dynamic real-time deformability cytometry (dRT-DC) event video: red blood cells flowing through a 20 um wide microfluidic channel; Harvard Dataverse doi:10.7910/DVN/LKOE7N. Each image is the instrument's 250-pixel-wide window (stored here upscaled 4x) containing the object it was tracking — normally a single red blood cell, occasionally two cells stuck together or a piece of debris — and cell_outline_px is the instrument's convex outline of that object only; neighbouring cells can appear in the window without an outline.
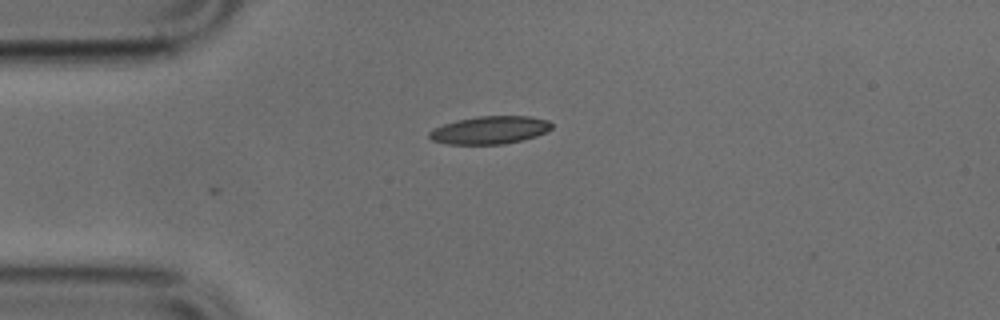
{"species": "common noctule bat (a hibernating species)", "species_latin": "Nyctalus noctula", "temperature_condition": "cold", "stored_images_in_passage": 12, "camera_frame_rate_fps": 3000, "um_per_image_px": 0.085, "animal": {"sex": "male", "body_mass_g": 17.9, "forearm_length_mm": 54.2}, "frame": {"image": 1, "passage_image": 1, "time_ms": 0.0, "image_size_px": [1000, 320], "cell_outline_px": [[552, 128], [548, 132], [536, 136], [504, 144], [448, 144], [432, 140], [428, 136], [428, 132], [444, 124], [456, 120], [476, 116], [528, 116], [548, 120], [552, 124]], "centroid_in_image_um": [41.65, 11.05], "position_along_channel_um": 43.3, "area_um2": 19.83}}
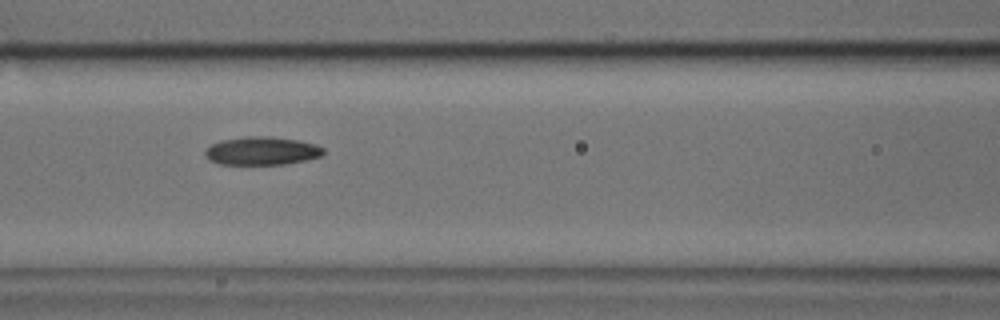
{"frame": {"image": 2, "passage_image": 10, "time_ms": 3.0, "image_size_px": [1000, 320], "cell_outline_px": [[324, 152], [320, 156], [304, 160], [284, 164], [220, 164], [208, 160], [204, 156], [204, 152], [212, 144], [220, 140], [244, 136], [272, 136], [296, 140], [316, 144], [324, 148]], "centroid_in_image_um": [22.22, 12.81], "position_along_channel_um": 144.4, "area_um2": 19.48}}